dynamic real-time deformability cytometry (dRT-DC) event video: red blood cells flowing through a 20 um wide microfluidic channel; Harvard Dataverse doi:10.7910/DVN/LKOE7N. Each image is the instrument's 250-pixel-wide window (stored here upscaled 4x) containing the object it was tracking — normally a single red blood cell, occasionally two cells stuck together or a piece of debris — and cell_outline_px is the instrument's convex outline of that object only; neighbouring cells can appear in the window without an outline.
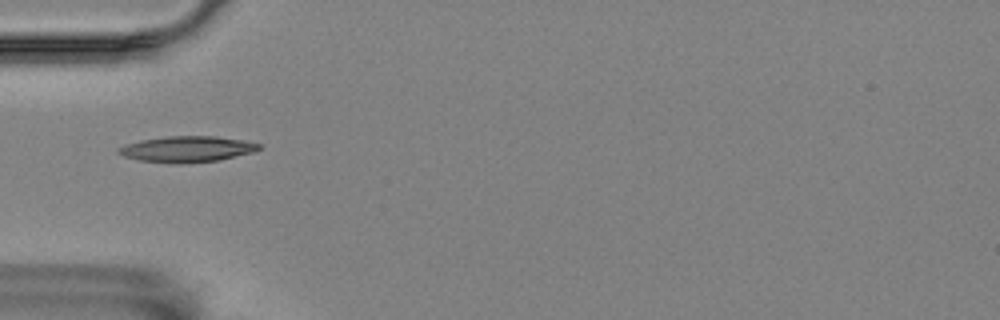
{"species": "Egyptian fruit bat (a non-hibernating species)", "species_latin": "Rousettus aegyptiacus", "temperature_condition": "room temperature", "stored_images_in_passage": 35, "camera_frame_rate_fps": 3000, "um_per_image_px": 0.085, "animal": {"sex": "female"}, "frame": {"image": 1, "passage_image": 1, "time_ms": 0.0, "image_size_px": [1000, 320], "cell_outline_px": [[260, 148], [252, 152], [216, 160], [140, 160], [124, 156], [116, 152], [116, 148], [140, 140], [164, 136], [216, 136], [244, 140], [260, 144]], "centroid_in_image_um": [15.89, 12.6], "position_along_channel_um": 69.1, "area_um2": 19.94}}
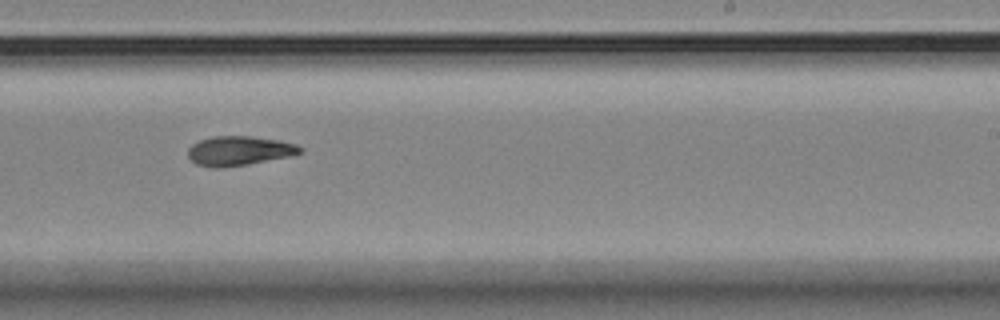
{"frame": {"image": 2, "passage_image": 18, "time_ms": 5.667, "image_size_px": [1000, 320], "cell_outline_px": [[304, 148], [300, 152], [288, 156], [248, 164], [220, 168], [216, 168], [196, 164], [188, 156], [188, 148], [192, 144], [200, 140], [212, 136], [252, 136], [276, 140], [296, 144]], "centroid_in_image_um": [20.29, 12.81], "position_along_channel_um": 268.7, "area_um2": 19.02}}
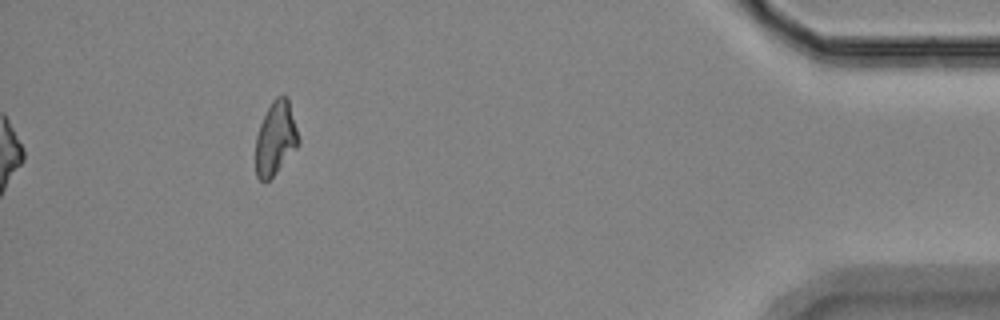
{"frame": {"image": 3, "passage_image": 35, "time_ms": 11.333, "image_size_px": [1000, 320], "cell_outline_px": [[300, 144], [276, 172], [268, 180], [260, 180], [256, 176], [256, 136], [260, 124], [272, 100], [276, 96], [288, 96], [300, 140]], "centroid_in_image_um": [23.44, 11.73], "position_along_channel_um": 411.8, "area_um2": 18.26}}